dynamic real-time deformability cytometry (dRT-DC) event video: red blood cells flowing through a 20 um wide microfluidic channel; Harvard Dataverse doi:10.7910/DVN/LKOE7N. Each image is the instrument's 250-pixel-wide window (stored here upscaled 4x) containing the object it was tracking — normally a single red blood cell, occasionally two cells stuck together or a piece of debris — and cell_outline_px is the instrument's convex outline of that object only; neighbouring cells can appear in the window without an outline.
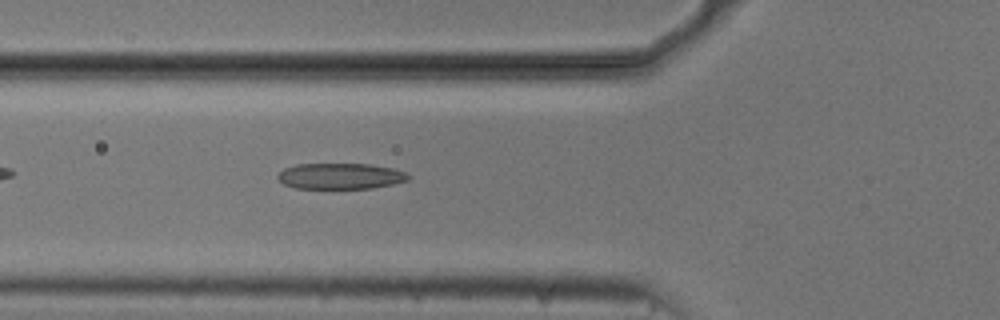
{"species": "common noctule bat (a hibernating species)", "species_latin": "Nyctalus noctula", "temperature_condition": "cold", "stored_images_in_passage": 42, "camera_frame_rate_fps": 3000, "um_per_image_px": 0.085, "animal": {"sex": "male", "body_mass_g": 20.5, "forearm_length_mm": 52.5}, "frame": {"image": 1, "passage_image": 7, "time_ms": 2.0, "image_size_px": [1000, 320], "cell_outline_px": [[412, 176], [408, 180], [392, 184], [372, 188], [296, 188], [284, 184], [276, 176], [284, 168], [296, 164], [368, 164], [392, 168], [408, 172]], "centroid_in_image_um": [28.97, 14.96], "position_along_channel_um": 96.8, "area_um2": 19.71}}
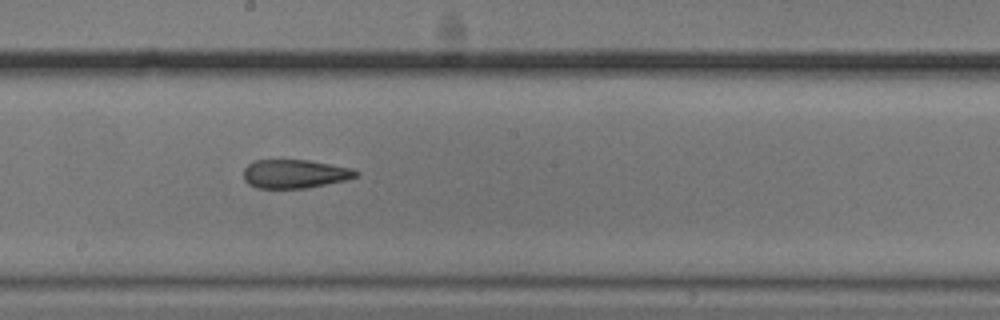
{"frame": {"image": 2, "passage_image": 17, "time_ms": 5.333, "image_size_px": [1000, 320], "cell_outline_px": [[360, 176], [348, 180], [308, 188], [256, 188], [248, 184], [244, 180], [244, 168], [252, 160], [308, 160], [352, 168], [360, 172]], "centroid_in_image_um": [25.09, 14.78], "position_along_channel_um": 223.1, "area_um2": 19.07}}
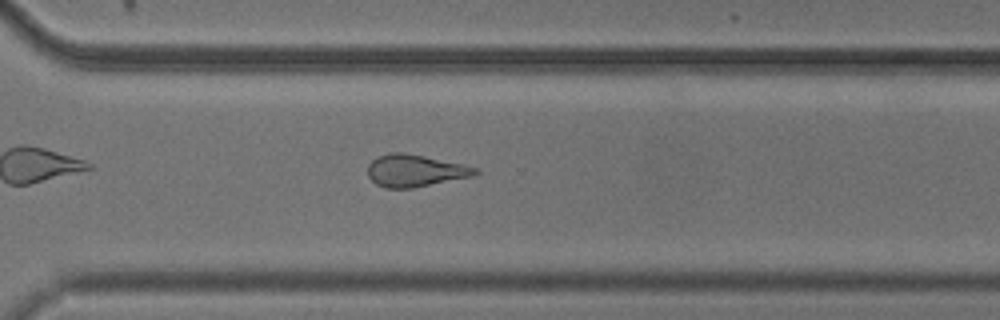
{"frame": {"image": 3, "passage_image": 26, "time_ms": 8.333, "image_size_px": [1000, 320], "cell_outline_px": [[480, 172], [472, 176], [412, 188], [384, 188], [376, 184], [368, 176], [368, 164], [372, 160], [388, 152], [400, 152], [424, 156], [464, 164], [476, 168]], "centroid_in_image_um": [35.26, 14.5], "position_along_channel_um": 335.3, "area_um2": 20.0}}